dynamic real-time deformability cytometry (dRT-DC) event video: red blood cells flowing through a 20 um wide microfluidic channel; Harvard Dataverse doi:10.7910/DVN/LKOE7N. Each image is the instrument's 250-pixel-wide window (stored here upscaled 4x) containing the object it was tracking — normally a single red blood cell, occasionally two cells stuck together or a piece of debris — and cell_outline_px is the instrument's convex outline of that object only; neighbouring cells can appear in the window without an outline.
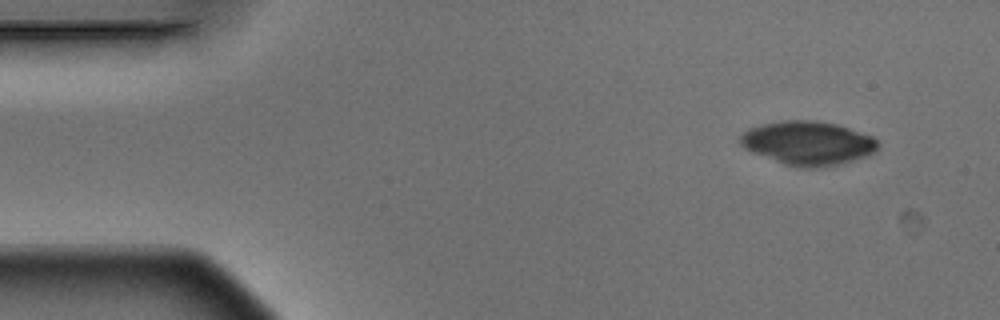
{"species": "Egyptian fruit bat (a non-hibernating species)", "species_latin": "Rousettus aegyptiacus", "temperature_condition": "warm", "stored_images_in_passage": 4, "camera_frame_rate_fps": 3000, "um_per_image_px": 0.085, "animal": {"sex": "male"}, "frame": {"image": 1, "passage_image": 1, "time_ms": 0.0, "image_size_px": [1000, 320], "cell_outline_px": [[880, 144], [872, 152], [864, 156], [840, 164], [816, 168], [804, 168], [784, 164], [752, 152], [744, 148], [740, 144], [740, 136], [748, 128], [764, 124], [784, 120], [816, 120], [836, 124], [872, 136]], "centroid_in_image_um": [68.64, 12.16], "position_along_channel_um": 16.4, "area_um2": 34.85}}